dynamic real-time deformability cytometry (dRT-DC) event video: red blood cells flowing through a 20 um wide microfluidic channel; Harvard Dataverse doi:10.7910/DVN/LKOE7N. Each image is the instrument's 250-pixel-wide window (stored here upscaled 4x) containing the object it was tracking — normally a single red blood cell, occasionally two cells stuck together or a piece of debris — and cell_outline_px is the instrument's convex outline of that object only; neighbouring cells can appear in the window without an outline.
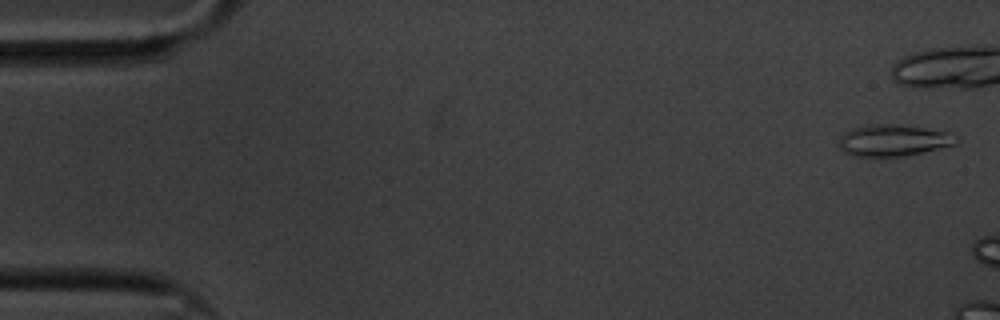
{"species": "common noctule bat (a hibernating species)", "species_latin": "Nyctalus noctula", "temperature_condition": "cold", "stored_images_in_passage": 8, "camera_frame_rate_fps": 3000, "um_per_image_px": 0.085, "animal": {"sex": "male", "body_mass_g": 20.1, "forearm_length_mm": 53.5}, "frame": {"image": 1, "passage_image": 2, "time_ms": 0.333, "image_size_px": [1000, 320], "cell_outline_px": [[960, 140], [956, 144], [904, 156], [852, 156], [844, 152], [836, 144], [836, 140], [844, 132], [852, 128], [872, 124], [900, 124], [952, 132], [960, 136]], "centroid_in_image_um": [75.94, 11.92], "position_along_channel_um": 9.1, "area_um2": 22.02}}